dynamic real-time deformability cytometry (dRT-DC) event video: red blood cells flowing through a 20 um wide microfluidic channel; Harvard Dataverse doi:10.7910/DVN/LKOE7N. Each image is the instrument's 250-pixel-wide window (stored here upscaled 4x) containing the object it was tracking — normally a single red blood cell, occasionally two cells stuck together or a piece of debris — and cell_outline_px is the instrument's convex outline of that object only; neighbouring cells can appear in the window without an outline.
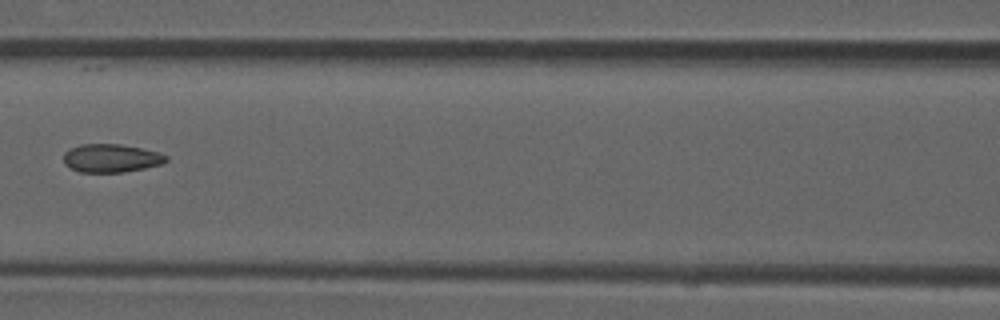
{"species": "common noctule bat (a hibernating species)", "species_latin": "Nyctalus noctula", "temperature_condition": "room temperature", "stored_images_in_passage": 6, "camera_frame_rate_fps": 3000, "um_per_image_px": 0.085, "animal": {"sex": "male", "forearm_length_mm": 52.5}, "frame": {"image": 1, "passage_image": 6, "time_ms": 1.667, "image_size_px": [1000, 320], "cell_outline_px": [[168, 160], [160, 164], [144, 168], [124, 172], [80, 172], [64, 164], [64, 152], [80, 144], [120, 144], [160, 152], [168, 156]], "centroid_in_image_um": [9.46, 13.44], "position_along_channel_um": 157.1, "area_um2": 16.82}}